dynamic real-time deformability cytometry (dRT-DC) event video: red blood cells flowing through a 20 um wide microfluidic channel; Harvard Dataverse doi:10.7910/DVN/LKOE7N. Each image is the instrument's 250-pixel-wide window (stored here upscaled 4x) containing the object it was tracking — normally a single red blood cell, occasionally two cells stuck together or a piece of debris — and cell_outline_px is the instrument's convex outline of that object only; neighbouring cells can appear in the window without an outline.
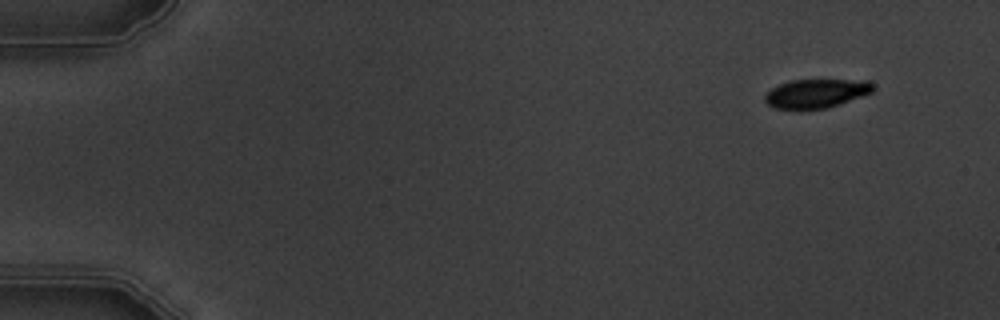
{"species": "common noctule bat (a hibernating species)", "species_latin": "Nyctalus noctula", "temperature_condition": "warm", "stored_images_in_passage": 6, "camera_frame_rate_fps": 3000, "um_per_image_px": 0.085, "animal": {"sex": "male", "body_mass_g": 19.5, "forearm_length_mm": 54.6}, "frame": {"image": 1, "passage_image": 2, "time_ms": 1.333, "image_size_px": [1000, 320], "cell_outline_px": [[872, 92], [840, 104], [828, 108], [776, 108], [768, 104], [764, 100], [764, 96], [772, 88], [780, 84], [792, 80], [868, 80], [872, 84]], "centroid_in_image_um": [69.38, 7.93], "position_along_channel_um": 15.6, "area_um2": 17.8}}
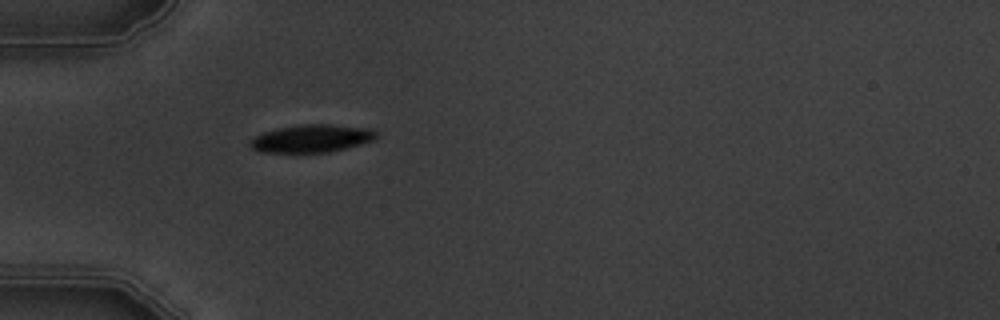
{"frame": {"image": 2, "passage_image": 6, "time_ms": 5.667, "image_size_px": [1000, 320], "cell_outline_px": [[376, 140], [328, 152], [260, 152], [252, 148], [248, 144], [248, 140], [264, 132], [276, 128], [300, 124], [332, 124], [372, 128], [376, 132]], "centroid_in_image_um": [26.48, 11.75], "position_along_channel_um": 58.5, "area_um2": 20.52}}